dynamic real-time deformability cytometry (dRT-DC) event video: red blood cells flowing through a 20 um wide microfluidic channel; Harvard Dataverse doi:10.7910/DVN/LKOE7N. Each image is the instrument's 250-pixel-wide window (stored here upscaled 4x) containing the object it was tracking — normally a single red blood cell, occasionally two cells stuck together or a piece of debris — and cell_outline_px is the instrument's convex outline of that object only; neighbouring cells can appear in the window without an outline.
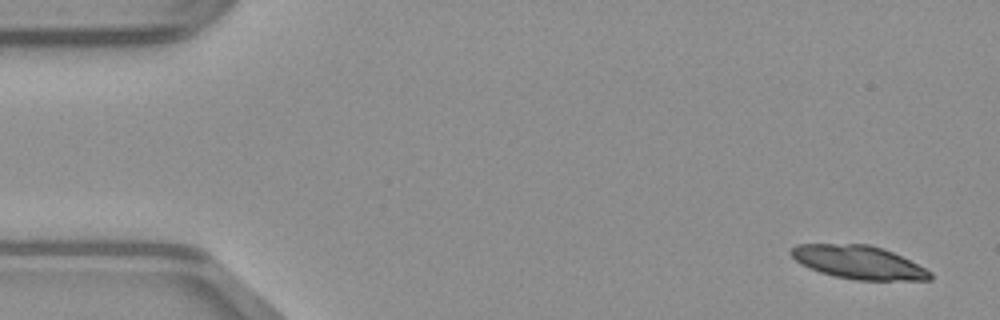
{"species": "common noctule bat (a hibernating species)", "species_latin": "Nyctalus noctula", "temperature_condition": "warm", "stored_images_in_passage": 47, "camera_frame_rate_fps": 3000, "um_per_image_px": 0.085, "animal": {"sex": "male", "body_mass_g": 23.1, "forearm_length_mm": 52.7}, "frame": {"image": 1, "passage_image": 1, "time_ms": 0.0, "image_size_px": [1000, 320], "cell_outline_px": [[932, 280], [856, 280], [836, 276], [820, 272], [808, 268], [800, 264], [788, 252], [796, 244], [868, 244], [892, 252], [932, 272]], "centroid_in_image_um": [72.94, 22.3], "position_along_channel_um": 12.1, "area_um2": 26.76}}